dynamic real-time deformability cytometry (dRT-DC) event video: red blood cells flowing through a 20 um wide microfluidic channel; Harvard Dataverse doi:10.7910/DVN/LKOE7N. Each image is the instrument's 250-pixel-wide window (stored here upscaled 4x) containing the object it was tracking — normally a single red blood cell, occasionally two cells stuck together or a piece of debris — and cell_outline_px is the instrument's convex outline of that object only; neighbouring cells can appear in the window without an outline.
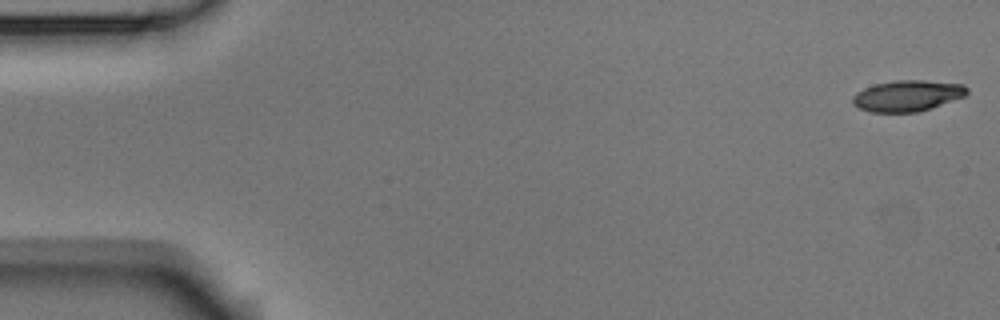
{"species": "Egyptian fruit bat (a non-hibernating species)", "species_latin": "Rousettus aegyptiacus", "temperature_condition": "room temperature", "stored_images_in_passage": 5, "camera_frame_rate_fps": 3000, "um_per_image_px": 0.085, "animal": {"sex": "male"}, "frame": {"image": 1, "passage_image": 1, "time_ms": 0.0, "image_size_px": [1000, 320], "cell_outline_px": [[968, 92], [964, 96], [916, 112], [872, 112], [860, 108], [852, 104], [852, 96], [856, 92], [864, 88], [876, 84], [896, 80], [924, 80], [964, 84], [968, 88]], "centroid_in_image_um": [77.1, 8.12], "position_along_channel_um": 7.9, "area_um2": 20.46}}
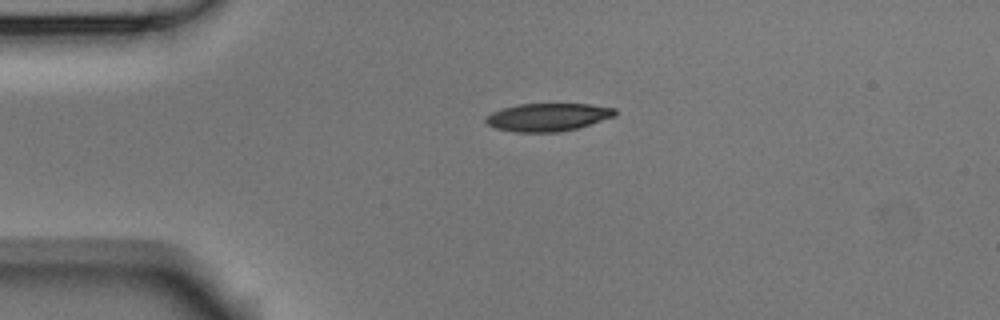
{"frame": {"image": 2, "passage_image": 4, "time_ms": 1.0, "image_size_px": [1000, 320], "cell_outline_px": [[616, 116], [580, 128], [560, 132], [516, 132], [496, 128], [488, 124], [484, 120], [484, 116], [492, 112], [504, 108], [520, 104], [588, 104], [616, 108]], "centroid_in_image_um": [46.59, 9.96], "position_along_channel_um": 38.4, "area_um2": 21.15}}